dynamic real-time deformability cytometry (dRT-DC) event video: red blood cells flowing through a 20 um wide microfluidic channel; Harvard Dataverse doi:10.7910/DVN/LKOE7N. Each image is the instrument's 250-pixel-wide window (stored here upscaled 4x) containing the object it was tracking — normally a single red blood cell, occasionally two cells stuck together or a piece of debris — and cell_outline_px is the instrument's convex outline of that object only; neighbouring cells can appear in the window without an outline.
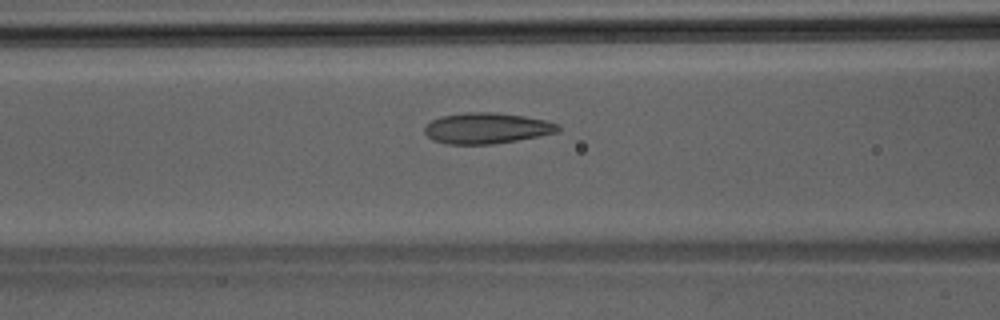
{"species": "Egyptian fruit bat (a non-hibernating species)", "species_latin": "Rousettus aegyptiacus", "temperature_condition": "room temperature", "stored_images_in_passage": 44, "camera_frame_rate_fps": 3000, "um_per_image_px": 0.085, "animal": {"sex": "male"}, "frame": {"image": 1, "passage_image": 19, "time_ms": 6.0, "image_size_px": [1000, 320], "cell_outline_px": [[560, 128], [556, 132], [516, 140], [492, 144], [448, 144], [432, 140], [424, 132], [424, 128], [432, 120], [440, 116], [468, 112], [492, 112], [524, 116], [544, 120], [560, 124]], "centroid_in_image_um": [41.34, 10.89], "position_along_channel_um": 125.3, "area_um2": 23.76}}
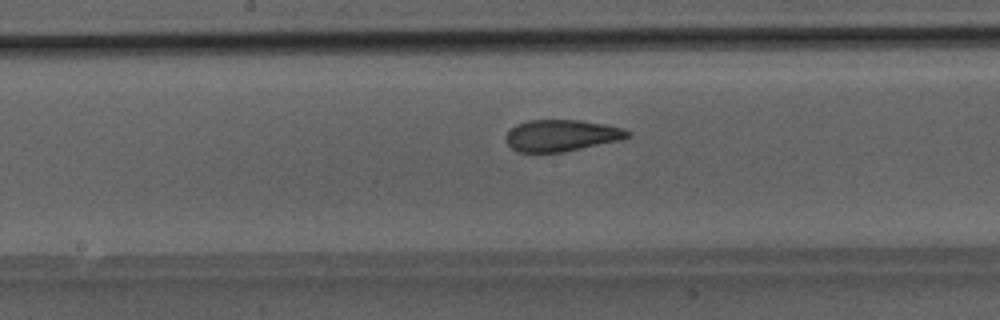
{"frame": {"image": 2, "passage_image": 24, "time_ms": 7.667, "image_size_px": [1000, 320], "cell_outline_px": [[632, 136], [620, 140], [564, 152], [516, 152], [508, 144], [508, 132], [516, 124], [528, 120], [580, 120], [604, 124], [624, 128], [632, 132]], "centroid_in_image_um": [47.78, 11.51], "position_along_channel_um": 200.4, "area_um2": 22.37}}
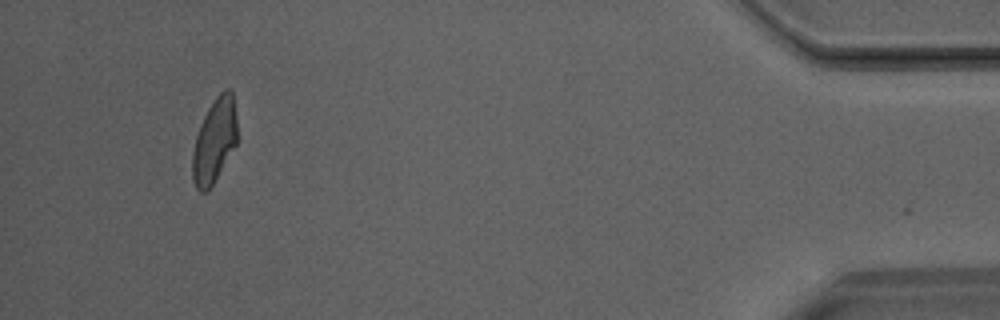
{"frame": {"image": 3, "passage_image": 43, "time_ms": 14.0, "image_size_px": [1000, 320], "cell_outline_px": [[236, 144], [208, 192], [200, 192], [196, 188], [192, 180], [192, 152], [196, 136], [200, 124], [208, 108], [216, 96], [224, 88], [228, 88], [232, 92], [236, 116]], "centroid_in_image_um": [18.2, 11.97], "position_along_channel_um": 417.0, "area_um2": 21.91}}